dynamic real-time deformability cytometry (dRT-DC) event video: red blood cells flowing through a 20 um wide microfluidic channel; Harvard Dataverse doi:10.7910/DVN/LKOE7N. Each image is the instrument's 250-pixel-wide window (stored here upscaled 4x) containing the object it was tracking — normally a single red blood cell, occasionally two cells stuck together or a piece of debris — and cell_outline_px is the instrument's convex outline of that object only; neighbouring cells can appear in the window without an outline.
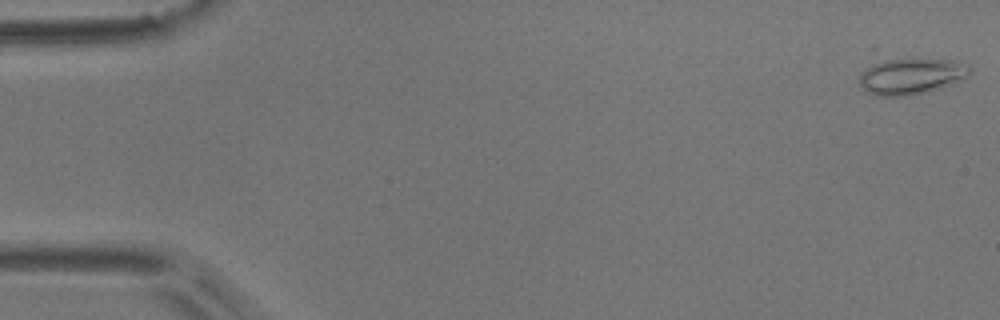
{"species": "common noctule bat (a hibernating species)", "species_latin": "Nyctalus noctula", "temperature_condition": "room temperature", "stored_images_in_passage": 7, "camera_frame_rate_fps": 3000, "um_per_image_px": 0.085, "animal": {"sex": "male", "body_mass_g": 17.9}, "frame": {"image": 1, "passage_image": 1, "time_ms": 0.0, "image_size_px": [1000, 320], "cell_outline_px": [[972, 72], [968, 76], [928, 92], [904, 96], [876, 96], [864, 92], [860, 84], [860, 72], [876, 56], [880, 56], [952, 60], [968, 64], [972, 68]], "centroid_in_image_um": [77.33, 6.41], "position_along_channel_um": 7.7, "area_um2": 24.57}}
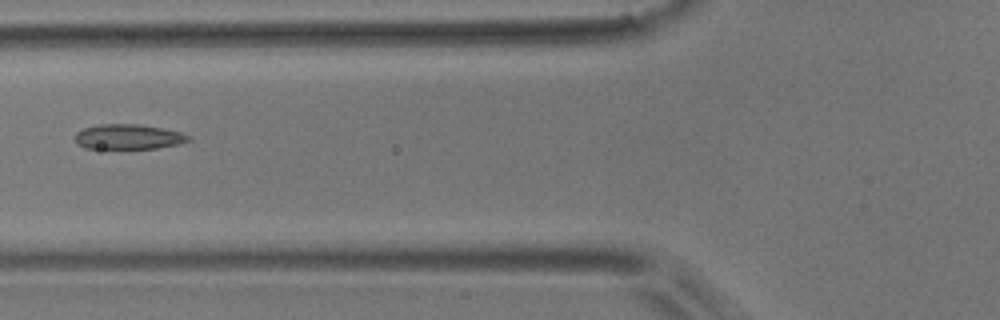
{"frame": {"image": 2, "passage_image": 7, "time_ms": 6.667, "image_size_px": [1000, 320], "cell_outline_px": [[192, 140], [180, 144], [156, 148], [84, 148], [76, 144], [76, 132], [84, 128], [100, 124], [140, 124], [180, 132], [192, 136]], "centroid_in_image_um": [10.94, 11.63], "position_along_channel_um": 114.9, "area_um2": 16.53}}